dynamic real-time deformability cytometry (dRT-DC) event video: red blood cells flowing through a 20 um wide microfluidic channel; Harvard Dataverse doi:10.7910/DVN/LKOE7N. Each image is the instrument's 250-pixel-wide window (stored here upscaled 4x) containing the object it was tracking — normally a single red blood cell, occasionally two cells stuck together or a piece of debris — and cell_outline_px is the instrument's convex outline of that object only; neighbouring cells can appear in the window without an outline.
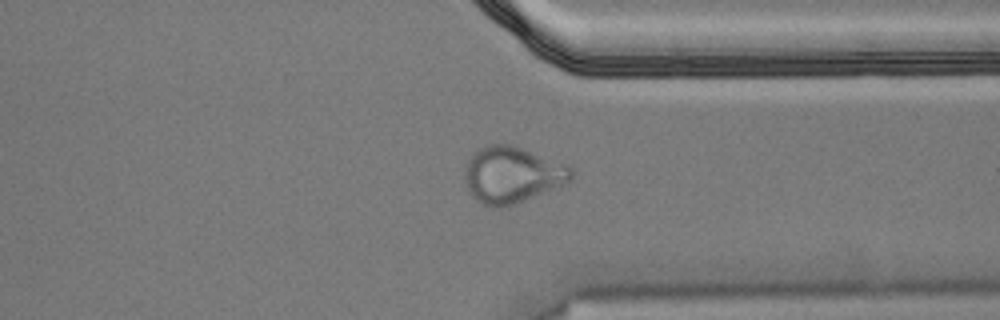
{"species": "Egyptian fruit bat (a non-hibernating species)", "species_latin": "Rousettus aegyptiacus", "temperature_condition": "cold", "stored_images_in_passage": 47, "camera_frame_rate_fps": 3000, "um_per_image_px": 0.085, "animal": {"sex": "male"}, "frame": {"image": 1, "passage_image": 34, "time_ms": 11.0, "image_size_px": [1000, 320], "cell_outline_px": [[572, 180], [564, 184], [516, 204], [500, 208], [496, 208], [484, 204], [476, 200], [468, 192], [464, 180], [464, 164], [472, 152], [484, 144], [512, 144], [568, 164], [572, 168]], "centroid_in_image_um": [43.49, 14.84], "position_along_channel_um": 367.9, "area_um2": 35.66}, "authors_computed_cell_mechanics": {"area_um2": 22.6576, "velocity_mm_per_s": 3.6074, "shape_relaxation_time_tau1_ms": null, "shape_relaxation_time_tau2_ms": 2.3969, "deformation_change_tau1": null, "deformation_change_tau2": 0.0825}}